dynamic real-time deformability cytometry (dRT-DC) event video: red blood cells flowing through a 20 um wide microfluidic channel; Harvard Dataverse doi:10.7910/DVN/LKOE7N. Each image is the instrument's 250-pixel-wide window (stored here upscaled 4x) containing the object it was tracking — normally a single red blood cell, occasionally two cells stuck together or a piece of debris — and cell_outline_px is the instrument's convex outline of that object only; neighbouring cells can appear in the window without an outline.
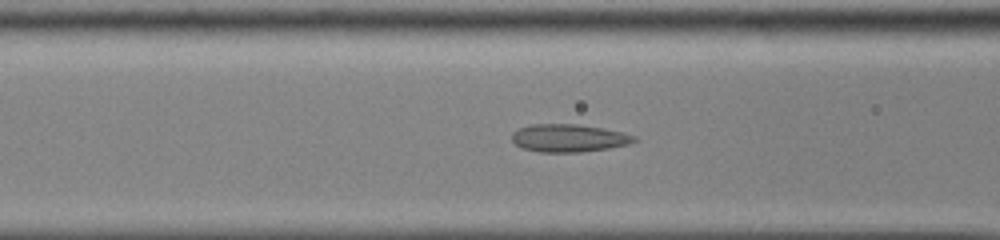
{"species": "common noctule bat (a hibernating species)", "species_latin": "Nyctalus noctula", "temperature_condition": "cold", "stored_images_in_passage": 49, "camera_frame_rate_fps": 3000, "um_per_image_px": 0.085, "animal": {"sex": "male", "body_mass_g": 13.0, "forearm_length_mm": 53.1}, "frame": {"image": 1, "passage_image": 24, "time_ms": 7.667, "image_size_px": [1000, 240], "cell_outline_px": [[640, 140], [628, 144], [608, 148], [580, 152], [540, 152], [520, 148], [512, 140], [512, 132], [520, 128], [532, 124], [580, 124], [624, 132], [636, 136]], "centroid_in_image_um": [48.37, 11.73], "position_along_channel_um": 118.2, "area_um2": 19.94}}
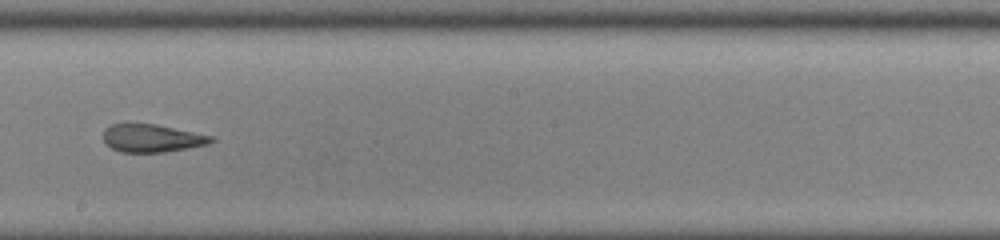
{"frame": {"image": 2, "passage_image": 33, "time_ms": 10.667, "image_size_px": [1000, 240], "cell_outline_px": [[216, 140], [208, 144], [164, 152], [120, 152], [104, 144], [104, 128], [112, 124], [156, 124], [212, 136]], "centroid_in_image_um": [12.89, 11.75], "position_along_channel_um": 235.3, "area_um2": 17.4}}
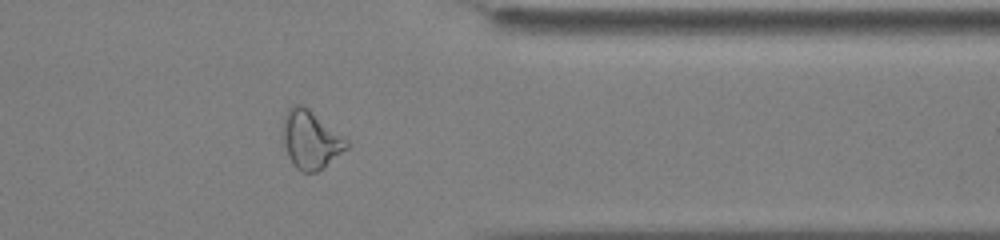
{"frame": {"image": 3, "passage_image": 45, "time_ms": 14.667, "image_size_px": [1000, 240], "cell_outline_px": [[352, 144], [348, 148], [324, 168], [316, 172], [300, 172], [292, 164], [288, 156], [284, 144], [284, 116], [288, 108], [292, 104], [304, 104], [348, 140]], "centroid_in_image_um": [26.43, 11.88], "position_along_channel_um": 385.0, "area_um2": 21.79}}